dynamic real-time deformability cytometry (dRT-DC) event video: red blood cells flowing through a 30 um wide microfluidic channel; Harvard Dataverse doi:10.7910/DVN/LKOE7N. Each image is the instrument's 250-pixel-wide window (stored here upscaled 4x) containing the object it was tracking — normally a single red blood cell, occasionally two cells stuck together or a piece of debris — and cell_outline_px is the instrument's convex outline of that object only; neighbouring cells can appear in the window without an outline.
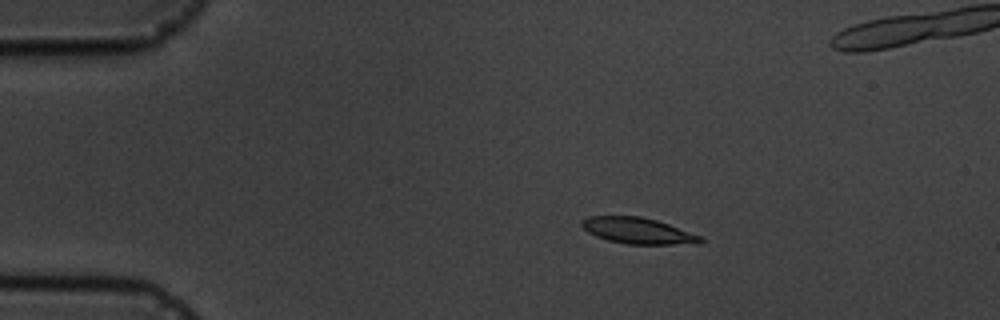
{"species": "common noctule bat (a hibernating species)", "species_latin": "Nyctalus noctula", "temperature_condition": "cold", "stored_images_in_passage": 4, "camera_frame_rate_fps": 3000, "um_per_image_px": 0.085, "animal": {"sex": "male", "body_mass_g": 19.5, "forearm_length_mm": 54.6}, "frame": {"image": 1, "passage_image": 2, "time_ms": 1.333, "image_size_px": [1000, 320], "cell_outline_px": [[704, 244], [628, 244], [608, 240], [596, 236], [588, 232], [580, 224], [580, 220], [588, 216], [640, 216], [656, 220], [704, 236]], "centroid_in_image_um": [54.27, 19.62], "position_along_channel_um": 30.7, "area_um2": 18.26}}